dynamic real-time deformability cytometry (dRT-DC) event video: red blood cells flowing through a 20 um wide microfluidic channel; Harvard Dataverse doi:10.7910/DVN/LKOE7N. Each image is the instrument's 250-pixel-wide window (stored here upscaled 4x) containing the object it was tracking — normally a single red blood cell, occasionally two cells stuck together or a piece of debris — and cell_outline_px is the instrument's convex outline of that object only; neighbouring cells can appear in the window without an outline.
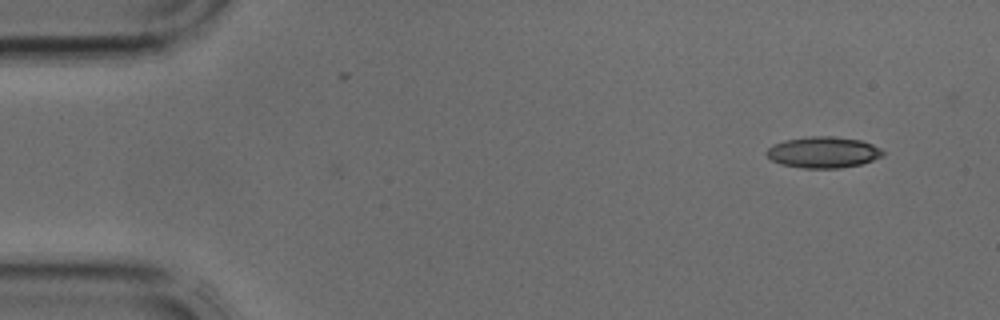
{"species": "common noctule bat (a hibernating species)", "species_latin": "Nyctalus noctula", "temperature_condition": "cold", "stored_images_in_passage": 3, "camera_frame_rate_fps": 3000, "um_per_image_px": 0.085, "animal": {"sex": "male", "body_mass_g": 17.9, "forearm_length_mm": 54.2}, "frame": {"image": 1, "passage_image": 3, "time_ms": 0.667, "image_size_px": [1000, 320], "cell_outline_px": [[884, 156], [860, 164], [840, 168], [804, 168], [780, 164], [772, 160], [764, 152], [772, 144], [784, 140], [808, 136], [832, 136], [860, 140], [872, 144], [880, 148], [884, 152]], "centroid_in_image_um": [69.95, 12.94], "position_along_channel_um": 15.0, "area_um2": 21.21}}